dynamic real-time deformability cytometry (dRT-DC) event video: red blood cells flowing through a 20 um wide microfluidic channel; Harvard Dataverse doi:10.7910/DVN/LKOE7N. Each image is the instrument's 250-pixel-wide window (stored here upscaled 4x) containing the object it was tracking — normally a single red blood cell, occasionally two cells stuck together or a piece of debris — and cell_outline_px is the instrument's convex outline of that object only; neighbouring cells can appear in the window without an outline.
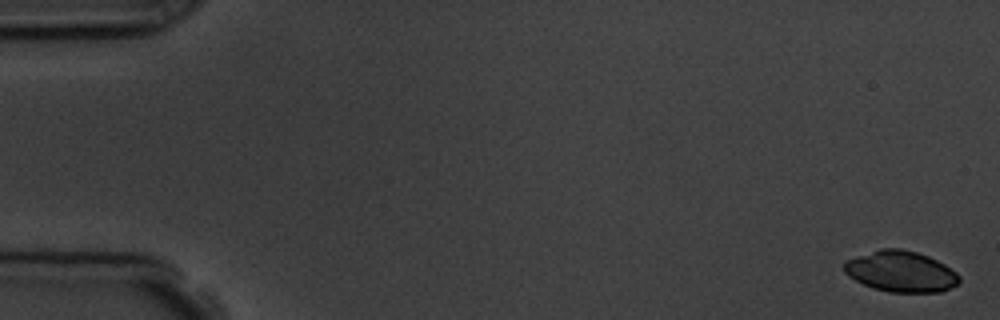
{"species": "common noctule bat (a hibernating species)", "species_latin": "Nyctalus noctula", "temperature_condition": "room temperature", "stored_images_in_passage": 5, "camera_frame_rate_fps": 3000, "um_per_image_px": 0.085, "animal": {"sex": "male", "body_mass_g": 19.5, "forearm_length_mm": 54.6}, "frame": {"image": 1, "passage_image": 1, "time_ms": 0.0, "image_size_px": [1000, 320], "cell_outline_px": [[960, 280], [956, 284], [940, 292], [888, 292], [872, 288], [848, 276], [844, 272], [844, 260], [880, 248], [900, 248], [916, 252], [928, 256], [944, 264], [956, 272], [960, 276]], "centroid_in_image_um": [76.54, 23.07], "position_along_channel_um": 8.5, "area_um2": 27.46}}